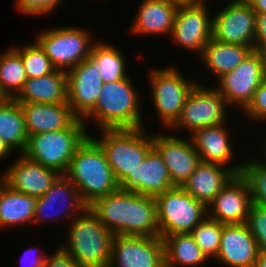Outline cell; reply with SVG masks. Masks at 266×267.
Wrapping results in <instances>:
<instances>
[{"label": "cell", "mask_w": 266, "mask_h": 267, "mask_svg": "<svg viewBox=\"0 0 266 267\" xmlns=\"http://www.w3.org/2000/svg\"><path fill=\"white\" fill-rule=\"evenodd\" d=\"M88 208L115 235L159 236L154 197L119 188Z\"/></svg>", "instance_id": "6da1fadb"}, {"label": "cell", "mask_w": 266, "mask_h": 267, "mask_svg": "<svg viewBox=\"0 0 266 267\" xmlns=\"http://www.w3.org/2000/svg\"><path fill=\"white\" fill-rule=\"evenodd\" d=\"M139 93L130 77L103 83L95 106L82 118L88 132L90 120L95 122L94 130L144 127L142 94Z\"/></svg>", "instance_id": "7a4b0ae2"}, {"label": "cell", "mask_w": 266, "mask_h": 267, "mask_svg": "<svg viewBox=\"0 0 266 267\" xmlns=\"http://www.w3.org/2000/svg\"><path fill=\"white\" fill-rule=\"evenodd\" d=\"M96 132L100 136H90L103 149L120 188L134 192V172L154 147L153 134L147 132L146 126Z\"/></svg>", "instance_id": "3957f363"}, {"label": "cell", "mask_w": 266, "mask_h": 267, "mask_svg": "<svg viewBox=\"0 0 266 267\" xmlns=\"http://www.w3.org/2000/svg\"><path fill=\"white\" fill-rule=\"evenodd\" d=\"M64 175L87 205L120 188L103 149L90 135L77 148Z\"/></svg>", "instance_id": "277c9868"}, {"label": "cell", "mask_w": 266, "mask_h": 267, "mask_svg": "<svg viewBox=\"0 0 266 267\" xmlns=\"http://www.w3.org/2000/svg\"><path fill=\"white\" fill-rule=\"evenodd\" d=\"M65 242L60 246L79 267H109L115 234L87 208L66 226Z\"/></svg>", "instance_id": "5b68a950"}, {"label": "cell", "mask_w": 266, "mask_h": 267, "mask_svg": "<svg viewBox=\"0 0 266 267\" xmlns=\"http://www.w3.org/2000/svg\"><path fill=\"white\" fill-rule=\"evenodd\" d=\"M82 119L62 130L29 135L22 155L64 175L77 148L89 136Z\"/></svg>", "instance_id": "8992f818"}, {"label": "cell", "mask_w": 266, "mask_h": 267, "mask_svg": "<svg viewBox=\"0 0 266 267\" xmlns=\"http://www.w3.org/2000/svg\"><path fill=\"white\" fill-rule=\"evenodd\" d=\"M81 26L47 27L37 32L34 41L42 48L56 70L68 72L90 55L98 39ZM93 37V38H92ZM96 40V41H95Z\"/></svg>", "instance_id": "52a82bcc"}, {"label": "cell", "mask_w": 266, "mask_h": 267, "mask_svg": "<svg viewBox=\"0 0 266 267\" xmlns=\"http://www.w3.org/2000/svg\"><path fill=\"white\" fill-rule=\"evenodd\" d=\"M148 70L150 95L161 126L168 130L180 117L190 91L198 80L184 77L175 65ZM190 79V80H189Z\"/></svg>", "instance_id": "ba28073f"}, {"label": "cell", "mask_w": 266, "mask_h": 267, "mask_svg": "<svg viewBox=\"0 0 266 267\" xmlns=\"http://www.w3.org/2000/svg\"><path fill=\"white\" fill-rule=\"evenodd\" d=\"M155 201L161 238L190 233L207 216V207L182 187L157 195Z\"/></svg>", "instance_id": "9c48e42d"}, {"label": "cell", "mask_w": 266, "mask_h": 267, "mask_svg": "<svg viewBox=\"0 0 266 267\" xmlns=\"http://www.w3.org/2000/svg\"><path fill=\"white\" fill-rule=\"evenodd\" d=\"M201 82L197 81L190 91L180 117L168 131L172 129L171 132H174L177 129L179 135L180 129L181 132L185 129L189 136L196 129L227 123L230 106L215 87L203 85Z\"/></svg>", "instance_id": "30bf717a"}, {"label": "cell", "mask_w": 266, "mask_h": 267, "mask_svg": "<svg viewBox=\"0 0 266 267\" xmlns=\"http://www.w3.org/2000/svg\"><path fill=\"white\" fill-rule=\"evenodd\" d=\"M265 77V54L253 50L235 69L221 76L214 87L224 97L230 109L242 111Z\"/></svg>", "instance_id": "8fae6325"}, {"label": "cell", "mask_w": 266, "mask_h": 267, "mask_svg": "<svg viewBox=\"0 0 266 267\" xmlns=\"http://www.w3.org/2000/svg\"><path fill=\"white\" fill-rule=\"evenodd\" d=\"M207 4L202 2L178 5L169 36L171 43L194 53L193 55L197 57L202 54L204 47L212 39L213 12L210 13V6Z\"/></svg>", "instance_id": "7c38bea8"}, {"label": "cell", "mask_w": 266, "mask_h": 267, "mask_svg": "<svg viewBox=\"0 0 266 267\" xmlns=\"http://www.w3.org/2000/svg\"><path fill=\"white\" fill-rule=\"evenodd\" d=\"M255 18L256 13L246 0H229L213 13L212 38L222 43L253 48Z\"/></svg>", "instance_id": "4fadbf2b"}, {"label": "cell", "mask_w": 266, "mask_h": 267, "mask_svg": "<svg viewBox=\"0 0 266 267\" xmlns=\"http://www.w3.org/2000/svg\"><path fill=\"white\" fill-rule=\"evenodd\" d=\"M87 208L88 205L82 200L77 188L65 175H60L50 189L38 198L33 225L60 220L66 221L67 226Z\"/></svg>", "instance_id": "5bb4252c"}, {"label": "cell", "mask_w": 266, "mask_h": 267, "mask_svg": "<svg viewBox=\"0 0 266 267\" xmlns=\"http://www.w3.org/2000/svg\"><path fill=\"white\" fill-rule=\"evenodd\" d=\"M109 267H165L163 239L115 235Z\"/></svg>", "instance_id": "9a60e30c"}, {"label": "cell", "mask_w": 266, "mask_h": 267, "mask_svg": "<svg viewBox=\"0 0 266 267\" xmlns=\"http://www.w3.org/2000/svg\"><path fill=\"white\" fill-rule=\"evenodd\" d=\"M99 63L89 55L67 72V103L82 119L96 104L103 86Z\"/></svg>", "instance_id": "2e32d148"}, {"label": "cell", "mask_w": 266, "mask_h": 267, "mask_svg": "<svg viewBox=\"0 0 266 267\" xmlns=\"http://www.w3.org/2000/svg\"><path fill=\"white\" fill-rule=\"evenodd\" d=\"M166 132L153 134L154 147L162 155L172 183L181 187L201 163V158L189 136L182 138Z\"/></svg>", "instance_id": "e0dca14e"}, {"label": "cell", "mask_w": 266, "mask_h": 267, "mask_svg": "<svg viewBox=\"0 0 266 267\" xmlns=\"http://www.w3.org/2000/svg\"><path fill=\"white\" fill-rule=\"evenodd\" d=\"M228 127L224 123L199 128L190 134L189 137L201 158V162L224 165L235 174H241L243 162L236 161V164L234 163L235 157H237V153H234L236 145L234 147V141L231 142L232 135L230 132L232 130L231 128L229 130Z\"/></svg>", "instance_id": "ac0fdd59"}, {"label": "cell", "mask_w": 266, "mask_h": 267, "mask_svg": "<svg viewBox=\"0 0 266 267\" xmlns=\"http://www.w3.org/2000/svg\"><path fill=\"white\" fill-rule=\"evenodd\" d=\"M251 204L247 180L235 174L208 205L207 215L223 224L247 223Z\"/></svg>", "instance_id": "d6986e66"}, {"label": "cell", "mask_w": 266, "mask_h": 267, "mask_svg": "<svg viewBox=\"0 0 266 267\" xmlns=\"http://www.w3.org/2000/svg\"><path fill=\"white\" fill-rule=\"evenodd\" d=\"M5 169L2 173L6 185L14 191L37 198L45 194L61 175L51 168L25 158L22 154Z\"/></svg>", "instance_id": "ffe728a7"}, {"label": "cell", "mask_w": 266, "mask_h": 267, "mask_svg": "<svg viewBox=\"0 0 266 267\" xmlns=\"http://www.w3.org/2000/svg\"><path fill=\"white\" fill-rule=\"evenodd\" d=\"M259 249L246 223L224 224L216 262L224 267H252Z\"/></svg>", "instance_id": "44dd1931"}, {"label": "cell", "mask_w": 266, "mask_h": 267, "mask_svg": "<svg viewBox=\"0 0 266 267\" xmlns=\"http://www.w3.org/2000/svg\"><path fill=\"white\" fill-rule=\"evenodd\" d=\"M178 5L167 0H142L129 26L131 36H161L169 38Z\"/></svg>", "instance_id": "7402d4cb"}, {"label": "cell", "mask_w": 266, "mask_h": 267, "mask_svg": "<svg viewBox=\"0 0 266 267\" xmlns=\"http://www.w3.org/2000/svg\"><path fill=\"white\" fill-rule=\"evenodd\" d=\"M19 103L28 136L62 130L71 127L79 119L68 103Z\"/></svg>", "instance_id": "603a6c76"}, {"label": "cell", "mask_w": 266, "mask_h": 267, "mask_svg": "<svg viewBox=\"0 0 266 267\" xmlns=\"http://www.w3.org/2000/svg\"><path fill=\"white\" fill-rule=\"evenodd\" d=\"M234 175L224 165L201 162L181 187L208 207Z\"/></svg>", "instance_id": "cb8c5ba5"}, {"label": "cell", "mask_w": 266, "mask_h": 267, "mask_svg": "<svg viewBox=\"0 0 266 267\" xmlns=\"http://www.w3.org/2000/svg\"><path fill=\"white\" fill-rule=\"evenodd\" d=\"M14 99L28 103H67V72L55 70L46 76L27 78Z\"/></svg>", "instance_id": "d4e9b609"}, {"label": "cell", "mask_w": 266, "mask_h": 267, "mask_svg": "<svg viewBox=\"0 0 266 267\" xmlns=\"http://www.w3.org/2000/svg\"><path fill=\"white\" fill-rule=\"evenodd\" d=\"M174 187L162 155L153 147L134 172V192L155 198Z\"/></svg>", "instance_id": "484cf974"}, {"label": "cell", "mask_w": 266, "mask_h": 267, "mask_svg": "<svg viewBox=\"0 0 266 267\" xmlns=\"http://www.w3.org/2000/svg\"><path fill=\"white\" fill-rule=\"evenodd\" d=\"M250 46L227 44L211 39L198 57L203 68L212 74L215 82L224 74L235 69L251 52Z\"/></svg>", "instance_id": "4316f807"}, {"label": "cell", "mask_w": 266, "mask_h": 267, "mask_svg": "<svg viewBox=\"0 0 266 267\" xmlns=\"http://www.w3.org/2000/svg\"><path fill=\"white\" fill-rule=\"evenodd\" d=\"M37 202V197L14 191L4 183L0 189V229L33 226Z\"/></svg>", "instance_id": "83f0119b"}, {"label": "cell", "mask_w": 266, "mask_h": 267, "mask_svg": "<svg viewBox=\"0 0 266 267\" xmlns=\"http://www.w3.org/2000/svg\"><path fill=\"white\" fill-rule=\"evenodd\" d=\"M162 239L165 267H203L209 261L190 233L164 236Z\"/></svg>", "instance_id": "f1b7e54d"}, {"label": "cell", "mask_w": 266, "mask_h": 267, "mask_svg": "<svg viewBox=\"0 0 266 267\" xmlns=\"http://www.w3.org/2000/svg\"><path fill=\"white\" fill-rule=\"evenodd\" d=\"M0 137L14 152L16 151V155L22 154L25 150L28 134L20 103L15 99L0 100Z\"/></svg>", "instance_id": "f546056e"}, {"label": "cell", "mask_w": 266, "mask_h": 267, "mask_svg": "<svg viewBox=\"0 0 266 267\" xmlns=\"http://www.w3.org/2000/svg\"><path fill=\"white\" fill-rule=\"evenodd\" d=\"M26 80L27 75L20 54L12 46L0 52V96L14 99Z\"/></svg>", "instance_id": "4dcf8cb0"}, {"label": "cell", "mask_w": 266, "mask_h": 267, "mask_svg": "<svg viewBox=\"0 0 266 267\" xmlns=\"http://www.w3.org/2000/svg\"><path fill=\"white\" fill-rule=\"evenodd\" d=\"M125 54L118 49L113 43H105L104 40L96 42L91 50L90 55L99 63V74L103 83L123 80L129 77L126 72Z\"/></svg>", "instance_id": "1f68e13d"}, {"label": "cell", "mask_w": 266, "mask_h": 267, "mask_svg": "<svg viewBox=\"0 0 266 267\" xmlns=\"http://www.w3.org/2000/svg\"><path fill=\"white\" fill-rule=\"evenodd\" d=\"M224 224L208 215L190 232L196 244L210 262L218 256Z\"/></svg>", "instance_id": "d6a6232c"}, {"label": "cell", "mask_w": 266, "mask_h": 267, "mask_svg": "<svg viewBox=\"0 0 266 267\" xmlns=\"http://www.w3.org/2000/svg\"><path fill=\"white\" fill-rule=\"evenodd\" d=\"M17 46H13L12 44V47L22 57L27 78L46 76L56 70L49 57L36 41L23 46Z\"/></svg>", "instance_id": "836d02e7"}, {"label": "cell", "mask_w": 266, "mask_h": 267, "mask_svg": "<svg viewBox=\"0 0 266 267\" xmlns=\"http://www.w3.org/2000/svg\"><path fill=\"white\" fill-rule=\"evenodd\" d=\"M248 160V161H247ZM241 175L250 188L251 203L266 206V164L256 157L243 160Z\"/></svg>", "instance_id": "e575fe53"}, {"label": "cell", "mask_w": 266, "mask_h": 267, "mask_svg": "<svg viewBox=\"0 0 266 267\" xmlns=\"http://www.w3.org/2000/svg\"><path fill=\"white\" fill-rule=\"evenodd\" d=\"M259 251H266V206L252 203L246 223Z\"/></svg>", "instance_id": "d590c367"}, {"label": "cell", "mask_w": 266, "mask_h": 267, "mask_svg": "<svg viewBox=\"0 0 266 267\" xmlns=\"http://www.w3.org/2000/svg\"><path fill=\"white\" fill-rule=\"evenodd\" d=\"M63 0H15V9L31 17L49 16L55 13Z\"/></svg>", "instance_id": "8d00e7d4"}, {"label": "cell", "mask_w": 266, "mask_h": 267, "mask_svg": "<svg viewBox=\"0 0 266 267\" xmlns=\"http://www.w3.org/2000/svg\"><path fill=\"white\" fill-rule=\"evenodd\" d=\"M241 113H244V117H247L251 123L254 121V124L257 122L258 124H264V121H266V77L254 92L252 100Z\"/></svg>", "instance_id": "74e56055"}, {"label": "cell", "mask_w": 266, "mask_h": 267, "mask_svg": "<svg viewBox=\"0 0 266 267\" xmlns=\"http://www.w3.org/2000/svg\"><path fill=\"white\" fill-rule=\"evenodd\" d=\"M58 245L53 254H47L43 267H79L76 260Z\"/></svg>", "instance_id": "f35d334b"}, {"label": "cell", "mask_w": 266, "mask_h": 267, "mask_svg": "<svg viewBox=\"0 0 266 267\" xmlns=\"http://www.w3.org/2000/svg\"><path fill=\"white\" fill-rule=\"evenodd\" d=\"M253 50L260 53L266 52V13H256Z\"/></svg>", "instance_id": "ab89813d"}, {"label": "cell", "mask_w": 266, "mask_h": 267, "mask_svg": "<svg viewBox=\"0 0 266 267\" xmlns=\"http://www.w3.org/2000/svg\"><path fill=\"white\" fill-rule=\"evenodd\" d=\"M22 256L23 257L21 258V260H19V263L22 265L21 267H43L44 259L46 258L47 253L46 250H44L41 246L33 247L32 245V247H29L27 250H25V252H23ZM26 263L29 265H26Z\"/></svg>", "instance_id": "60d3db41"}, {"label": "cell", "mask_w": 266, "mask_h": 267, "mask_svg": "<svg viewBox=\"0 0 266 267\" xmlns=\"http://www.w3.org/2000/svg\"><path fill=\"white\" fill-rule=\"evenodd\" d=\"M255 13H266V0H246Z\"/></svg>", "instance_id": "b9f144b4"}, {"label": "cell", "mask_w": 266, "mask_h": 267, "mask_svg": "<svg viewBox=\"0 0 266 267\" xmlns=\"http://www.w3.org/2000/svg\"><path fill=\"white\" fill-rule=\"evenodd\" d=\"M13 153L14 151L0 137V160H6V157H9V155H13Z\"/></svg>", "instance_id": "7bdbcfd3"}, {"label": "cell", "mask_w": 266, "mask_h": 267, "mask_svg": "<svg viewBox=\"0 0 266 267\" xmlns=\"http://www.w3.org/2000/svg\"><path fill=\"white\" fill-rule=\"evenodd\" d=\"M252 267H266V251H260Z\"/></svg>", "instance_id": "ee69618b"}, {"label": "cell", "mask_w": 266, "mask_h": 267, "mask_svg": "<svg viewBox=\"0 0 266 267\" xmlns=\"http://www.w3.org/2000/svg\"><path fill=\"white\" fill-rule=\"evenodd\" d=\"M173 3H176L177 5H188V4H197L204 2L203 0H167Z\"/></svg>", "instance_id": "f6af8a7d"}, {"label": "cell", "mask_w": 266, "mask_h": 267, "mask_svg": "<svg viewBox=\"0 0 266 267\" xmlns=\"http://www.w3.org/2000/svg\"><path fill=\"white\" fill-rule=\"evenodd\" d=\"M264 134H266V130H265V133ZM262 151H261V153L263 154H261L260 156H261V158H258V160L260 161V162H262L263 164H266V136H265V138L263 139V143H262ZM263 156V157H262Z\"/></svg>", "instance_id": "bcb514c9"}, {"label": "cell", "mask_w": 266, "mask_h": 267, "mask_svg": "<svg viewBox=\"0 0 266 267\" xmlns=\"http://www.w3.org/2000/svg\"><path fill=\"white\" fill-rule=\"evenodd\" d=\"M5 183L3 173H0V189L1 186Z\"/></svg>", "instance_id": "7dc6e473"}]
</instances>
